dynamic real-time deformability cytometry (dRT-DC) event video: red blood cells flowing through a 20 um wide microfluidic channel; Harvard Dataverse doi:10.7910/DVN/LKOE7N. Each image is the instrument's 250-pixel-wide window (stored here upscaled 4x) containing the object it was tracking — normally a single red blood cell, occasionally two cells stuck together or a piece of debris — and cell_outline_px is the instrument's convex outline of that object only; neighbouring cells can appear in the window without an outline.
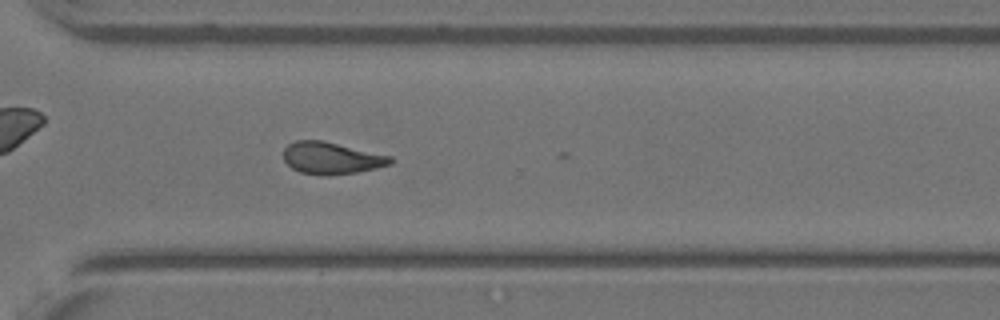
{"species": "Egyptian fruit bat (a non-hibernating species)", "species_latin": "Rousettus aegyptiacus", "temperature_condition": "warm", "stored_images_in_passage": 27, "camera_frame_rate_fps": 3000, "um_per_image_px": 0.085, "animal": {"sex": "female"}, "frame": {"image": 1, "passage_image": 24, "time_ms": 7.667, "image_size_px": [1000, 320], "cell_outline_px": [[392, 164], [376, 168], [356, 172], [328, 176], [324, 176], [300, 172], [292, 168], [284, 160], [284, 148], [288, 144], [296, 140], [320, 140], [392, 156]], "centroid_in_image_um": [28.16, 13.45], "position_along_channel_um": 342.4, "area_um2": 19.83}}